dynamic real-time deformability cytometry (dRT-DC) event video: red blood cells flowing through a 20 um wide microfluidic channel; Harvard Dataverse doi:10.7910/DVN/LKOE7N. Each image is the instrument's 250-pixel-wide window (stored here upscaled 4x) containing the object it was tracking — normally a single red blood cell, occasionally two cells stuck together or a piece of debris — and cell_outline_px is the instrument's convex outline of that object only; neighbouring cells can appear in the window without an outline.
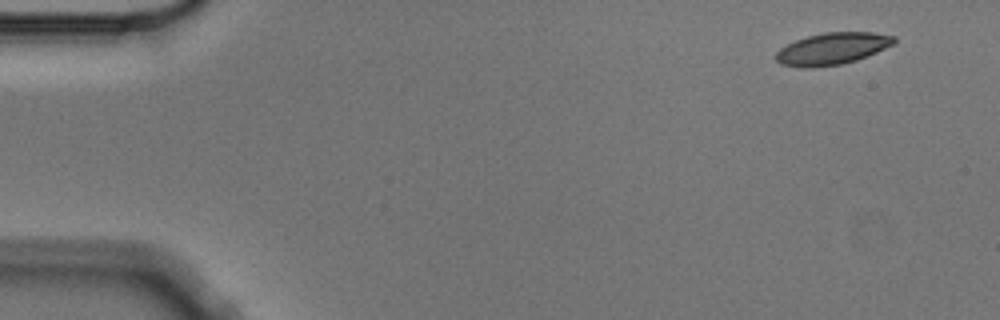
{"species": "Egyptian fruit bat (a non-hibernating species)", "species_latin": "Rousettus aegyptiacus", "temperature_condition": "cold", "stored_images_in_passage": 4, "camera_frame_rate_fps": 3000, "um_per_image_px": 0.085, "animal": {"sex": "male"}, "frame": {"image": 1, "passage_image": 1, "time_ms": 0.0, "image_size_px": [1000, 320], "cell_outline_px": [[896, 44], [856, 60], [840, 64], [812, 68], [800, 68], [780, 64], [776, 60], [776, 52], [780, 48], [796, 40], [808, 36], [824, 32], [872, 32], [896, 36]], "centroid_in_image_um": [70.75, 4.14], "position_along_channel_um": 14.2, "area_um2": 22.02}}
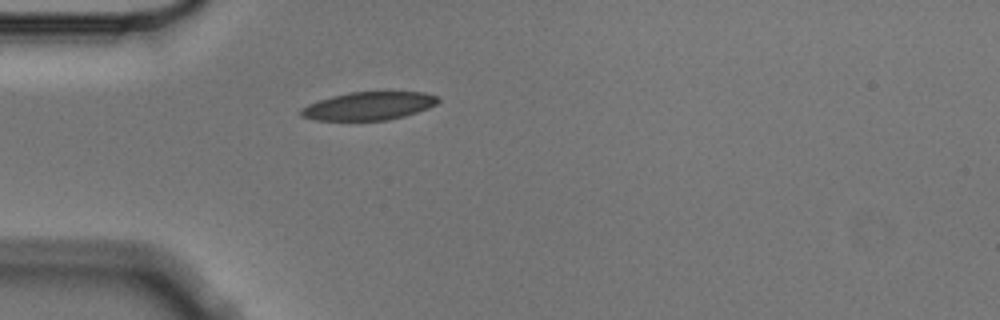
{"frame": {"image": 2, "passage_image": 4, "time_ms": 1.0, "image_size_px": [1000, 320], "cell_outline_px": [[440, 100], [436, 104], [428, 108], [404, 116], [388, 120], [312, 120], [300, 116], [300, 108], [308, 104], [332, 96], [348, 92], [424, 92], [440, 96]], "centroid_in_image_um": [31.34, 9.0], "position_along_channel_um": 53.7, "area_um2": 22.54}}